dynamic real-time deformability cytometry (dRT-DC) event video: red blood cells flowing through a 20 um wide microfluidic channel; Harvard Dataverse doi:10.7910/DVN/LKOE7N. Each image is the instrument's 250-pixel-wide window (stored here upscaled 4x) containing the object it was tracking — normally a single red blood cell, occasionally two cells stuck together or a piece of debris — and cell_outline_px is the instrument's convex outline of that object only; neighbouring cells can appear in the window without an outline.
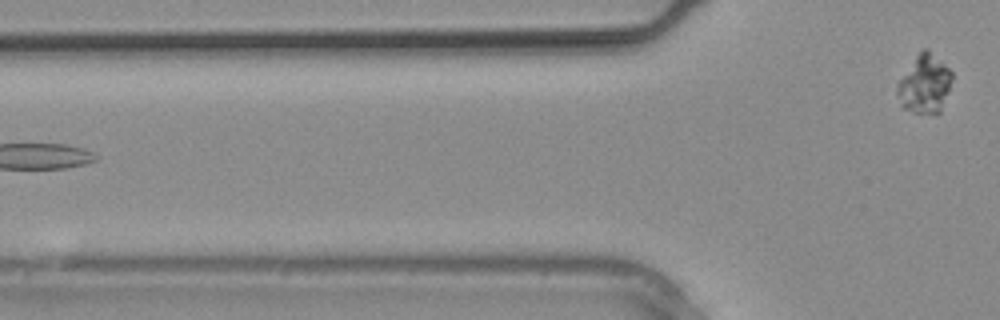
{"species": "common noctule bat (a hibernating species)", "species_latin": "Nyctalus noctula", "temperature_condition": "warm", "stored_images_in_passage": 8, "camera_frame_rate_fps": 3000, "um_per_image_px": 0.085, "animal": {"sex": "male", "body_mass_g": 20.4}, "frame": {"image": 1, "passage_image": 8, "time_ms": 2.333, "image_size_px": [1000, 320], "cell_outline_px": [[952, 80], [940, 112], [916, 112], [904, 108], [900, 104], [896, 92], [900, 80], [916, 56], [924, 48], [928, 48], [952, 72]], "centroid_in_image_um": [78.6, 7.13], "position_along_channel_um": 47.2, "area_um2": 18.03}}